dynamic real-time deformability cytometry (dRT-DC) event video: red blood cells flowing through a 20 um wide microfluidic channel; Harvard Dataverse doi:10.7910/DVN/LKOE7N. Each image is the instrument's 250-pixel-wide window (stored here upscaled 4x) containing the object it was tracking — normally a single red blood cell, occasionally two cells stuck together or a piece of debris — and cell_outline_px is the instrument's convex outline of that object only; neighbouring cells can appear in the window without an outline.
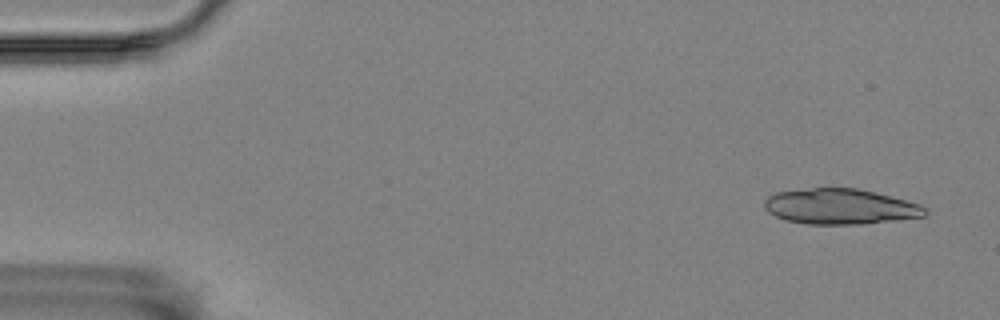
{"species": "Egyptian fruit bat (a non-hibernating species)", "species_latin": "Rousettus aegyptiacus", "temperature_condition": "room temperature", "stored_images_in_passage": 17, "camera_frame_rate_fps": 3000, "um_per_image_px": 0.085, "animal": {"sex": "female"}, "frame": {"image": 1, "passage_image": 3, "time_ms": 0.667, "image_size_px": [1000, 320], "cell_outline_px": [[928, 212], [924, 216], [860, 224], [808, 224], [784, 220], [768, 212], [764, 208], [764, 200], [768, 196], [776, 192], [812, 188], [856, 188], [920, 204]], "centroid_in_image_um": [71.35, 17.56], "position_along_channel_um": 13.7, "area_um2": 32.83}}